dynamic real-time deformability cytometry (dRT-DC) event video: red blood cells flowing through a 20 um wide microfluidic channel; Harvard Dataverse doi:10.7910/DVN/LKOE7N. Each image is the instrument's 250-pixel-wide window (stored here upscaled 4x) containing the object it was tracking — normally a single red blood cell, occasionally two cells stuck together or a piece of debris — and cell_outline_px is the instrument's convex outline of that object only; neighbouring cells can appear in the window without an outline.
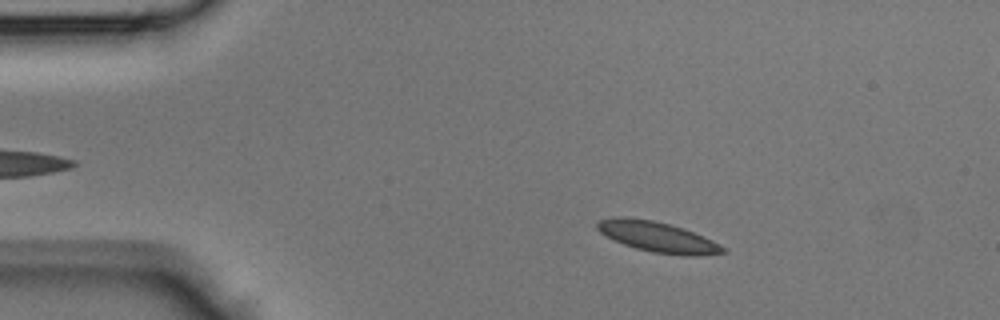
{"species": "Egyptian fruit bat (a non-hibernating species)", "species_latin": "Rousettus aegyptiacus", "temperature_condition": "room temperature", "stored_images_in_passage": 44, "camera_frame_rate_fps": 3000, "um_per_image_px": 0.085, "animal": {"sex": "male"}, "frame": {"image": 1, "passage_image": 7, "time_ms": 2.0, "image_size_px": [1000, 320], "cell_outline_px": [[728, 252], [700, 256], [680, 256], [652, 252], [636, 248], [624, 244], [600, 232], [596, 228], [596, 220], [612, 216], [628, 216], [652, 220], [684, 228], [712, 240], [728, 248]], "centroid_in_image_um": [55.91, 20.13], "position_along_channel_um": 29.1, "area_um2": 22.6}}
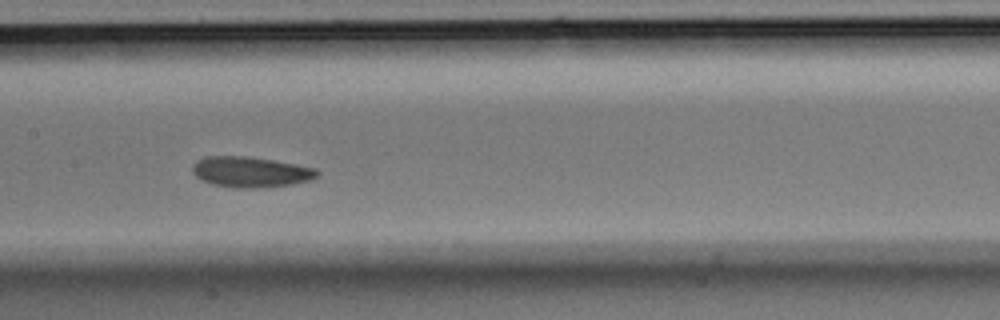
{"frame": {"image": 2, "passage_image": 21, "time_ms": 6.667, "image_size_px": [1000, 320], "cell_outline_px": [[320, 176], [312, 180], [292, 184], [264, 188], [232, 188], [212, 184], [200, 180], [192, 172], [192, 164], [196, 160], [204, 156], [248, 156], [296, 164], [316, 168], [320, 172]], "centroid_in_image_um": [21.3, 14.62], "position_along_channel_um": 186.1, "area_um2": 22.72}}
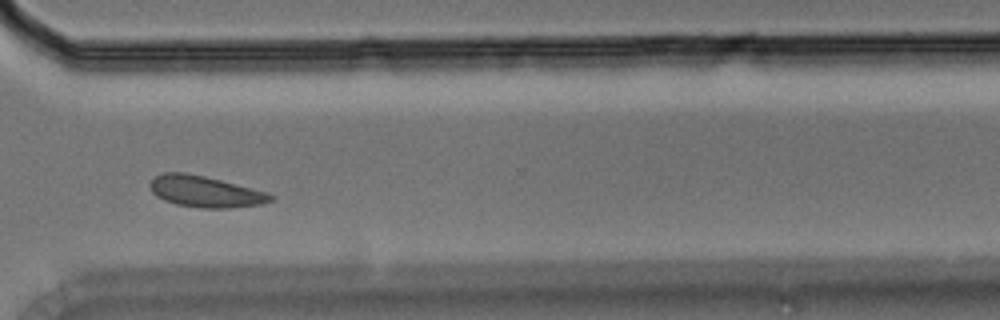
{"frame": {"image": 3, "passage_image": 32, "time_ms": 10.333, "image_size_px": [1000, 320], "cell_outline_px": [[276, 196], [272, 200], [264, 204], [228, 208], [200, 208], [176, 204], [164, 200], [156, 196], [152, 192], [148, 184], [156, 176], [164, 172], [184, 172], [204, 176], [268, 192]], "centroid_in_image_um": [17.45, 16.29], "position_along_channel_um": 353.1, "area_um2": 22.02}}